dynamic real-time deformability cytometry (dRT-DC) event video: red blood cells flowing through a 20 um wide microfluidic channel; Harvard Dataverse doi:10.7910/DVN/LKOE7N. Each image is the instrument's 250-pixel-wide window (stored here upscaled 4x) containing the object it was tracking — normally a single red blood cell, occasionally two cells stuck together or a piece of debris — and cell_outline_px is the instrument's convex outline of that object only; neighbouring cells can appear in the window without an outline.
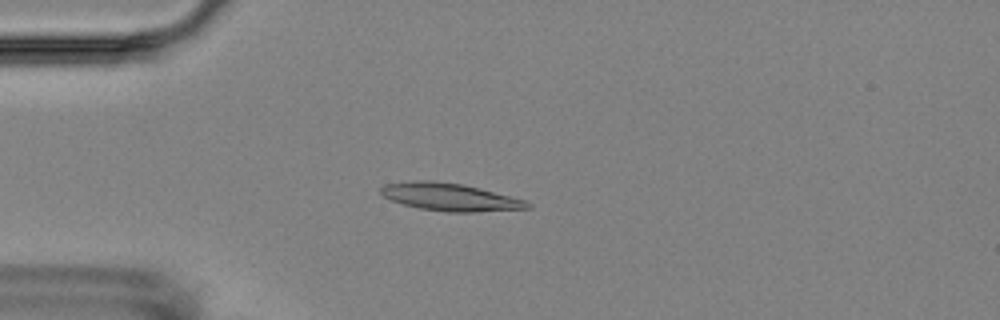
{"species": "Egyptian fruit bat (a non-hibernating species)", "species_latin": "Rousettus aegyptiacus", "temperature_condition": "room temperature", "stored_images_in_passage": 16, "camera_frame_rate_fps": 3000, "um_per_image_px": 0.085, "animal": {"sex": "female"}, "frame": {"image": 1, "passage_image": 4, "time_ms": 3.333, "image_size_px": [1000, 320], "cell_outline_px": [[532, 208], [476, 212], [448, 212], [420, 208], [404, 204], [392, 200], [384, 196], [380, 192], [380, 188], [384, 184], [412, 180], [428, 180], [464, 184], [524, 200], [532, 204]], "centroid_in_image_um": [38.24, 16.74], "position_along_channel_um": 46.8, "area_um2": 23.47}}
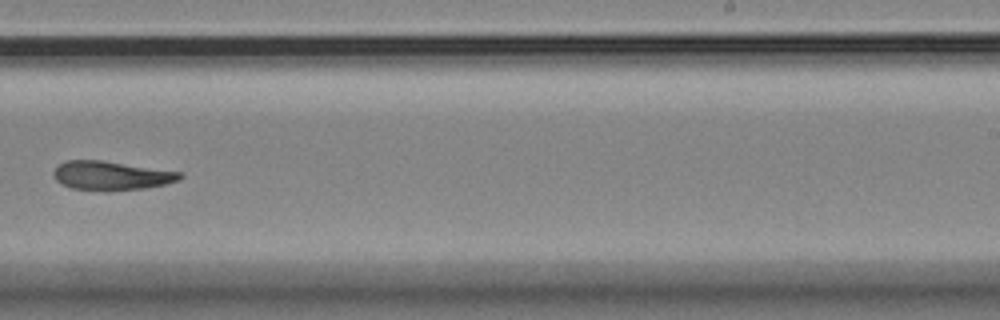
{"frame": {"image": 2, "passage_image": 10, "time_ms": 10.333, "image_size_px": [1000, 320], "cell_outline_px": [[184, 176], [180, 180], [164, 184], [144, 188], [108, 192], [104, 192], [72, 188], [60, 184], [52, 176], [52, 172], [60, 164], [68, 160], [100, 160], [180, 172]], "centroid_in_image_um": [9.42, 14.95], "position_along_channel_um": 279.6, "area_um2": 21.44}}
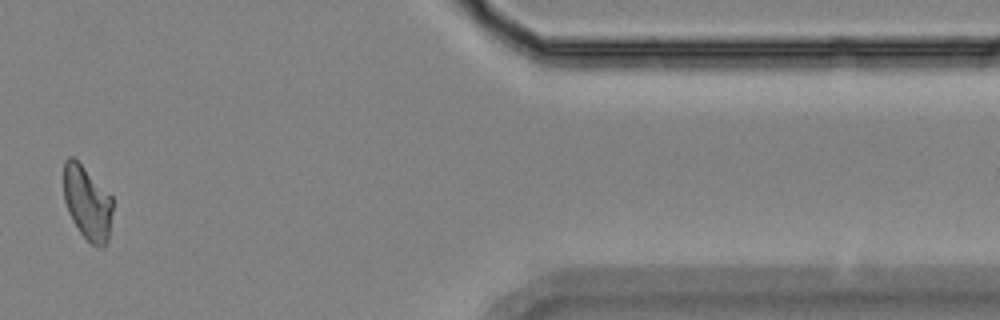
{"frame": {"image": 3, "passage_image": 14, "time_ms": 15.0, "image_size_px": [1000, 320], "cell_outline_px": [[112, 212], [108, 240], [104, 248], [100, 248], [92, 244], [80, 232], [72, 220], [68, 212], [64, 200], [64, 160], [68, 156], [72, 156], [112, 196]], "centroid_in_image_um": [7.42, 17.26], "position_along_channel_um": 404.0, "area_um2": 20.92}}